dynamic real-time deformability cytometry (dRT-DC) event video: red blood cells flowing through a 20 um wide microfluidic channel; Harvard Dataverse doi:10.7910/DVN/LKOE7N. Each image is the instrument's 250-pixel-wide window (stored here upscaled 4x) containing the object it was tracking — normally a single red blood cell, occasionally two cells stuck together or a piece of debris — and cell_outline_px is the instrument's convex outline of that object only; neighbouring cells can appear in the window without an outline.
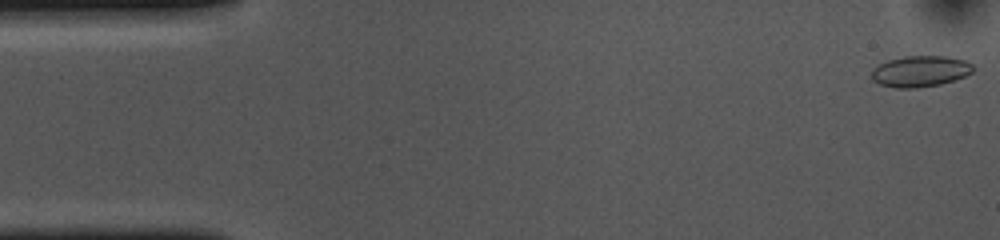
{"species": "common noctule bat (a hibernating species)", "species_latin": "Nyctalus noctula", "temperature_condition": "cold", "stored_images_in_passage": 53, "camera_frame_rate_fps": 3000, "um_per_image_px": 0.085, "animal": {"sex": "female", "body_mass_g": 10.0, "forearm_length_mm": 53.1}, "frame": {"image": 1, "passage_image": 1, "time_ms": 0.0, "image_size_px": [1000, 240], "cell_outline_px": [[972, 72], [964, 76], [940, 84], [916, 88], [896, 88], [880, 84], [872, 80], [872, 68], [888, 60], [904, 56], [948, 56], [964, 60], [972, 64]], "centroid_in_image_um": [78.19, 6.05], "position_along_channel_um": 6.8, "area_um2": 18.26}}
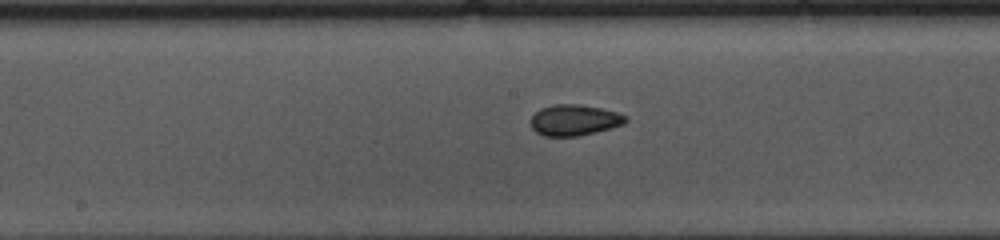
{"frame": {"image": 2, "passage_image": 26, "time_ms": 8.333, "image_size_px": [1000, 240], "cell_outline_px": [[628, 120], [624, 124], [612, 128], [596, 132], [576, 136], [544, 136], [536, 132], [532, 128], [532, 116], [540, 108], [556, 104], [580, 104], [600, 108], [616, 112], [628, 116]], "centroid_in_image_um": [48.85, 10.21], "position_along_channel_um": 199.4, "area_um2": 17.11}}
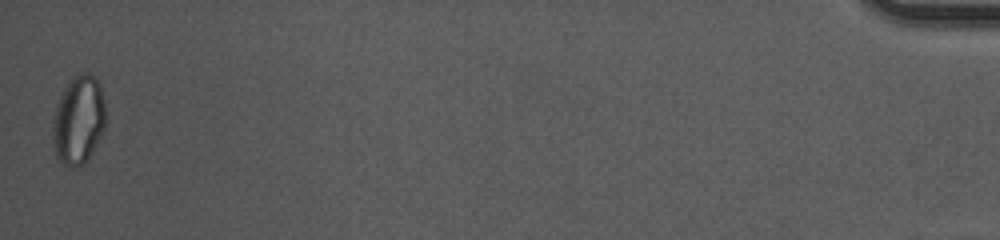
{"frame": {"image": 3, "passage_image": 53, "time_ms": 17.333, "image_size_px": [1000, 240], "cell_outline_px": [[104, 128], [92, 152], [84, 164], [76, 168], [68, 168], [56, 156], [52, 140], [52, 124], [56, 104], [68, 80], [76, 72], [88, 72], [96, 76], [100, 84], [104, 100]], "centroid_in_image_um": [6.65, 10.17], "position_along_channel_um": 428.6, "area_um2": 27.74}, "authors_computed_cell_mechanics": {"area_um2": 17.4556, "velocity_mm_per_s": 3.6662, "shape_relaxation_time_tau1_ms": 9.0475, "shape_relaxation_time_tau2_ms": 3.052, "deformation_change_tau1": 0.1218, "deformation_change_tau2": 0.0715}}